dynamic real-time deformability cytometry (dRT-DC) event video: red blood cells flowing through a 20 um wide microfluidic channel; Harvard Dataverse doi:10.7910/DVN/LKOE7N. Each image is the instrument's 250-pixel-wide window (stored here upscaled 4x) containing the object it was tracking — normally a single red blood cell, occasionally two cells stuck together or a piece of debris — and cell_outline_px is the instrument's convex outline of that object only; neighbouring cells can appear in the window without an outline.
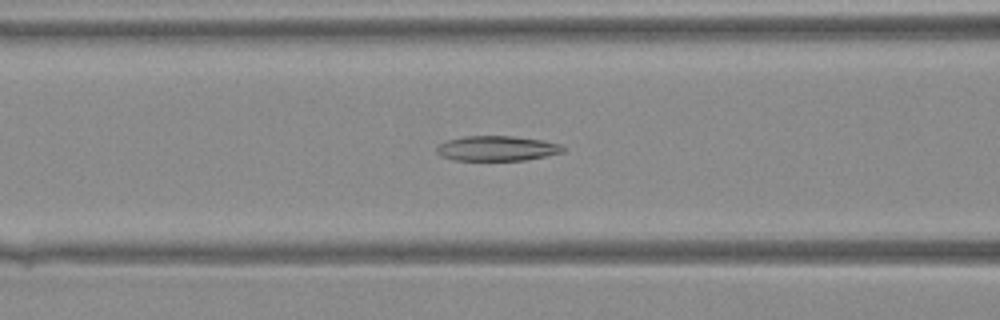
{"species": "Egyptian fruit bat (a non-hibernating species)", "species_latin": "Rousettus aegyptiacus", "temperature_condition": "warm", "stored_images_in_passage": 25, "camera_frame_rate_fps": 3000, "um_per_image_px": 0.085, "animal": {"sex": "female"}, "frame": {"image": 1, "passage_image": 5, "time_ms": 1.333, "image_size_px": [1000, 320], "cell_outline_px": [[564, 152], [524, 160], [452, 160], [440, 156], [436, 152], [436, 144], [448, 140], [464, 136], [512, 136], [540, 140], [560, 144], [564, 148]], "centroid_in_image_um": [42.17, 12.61], "position_along_channel_um": 124.4, "area_um2": 18.38}}
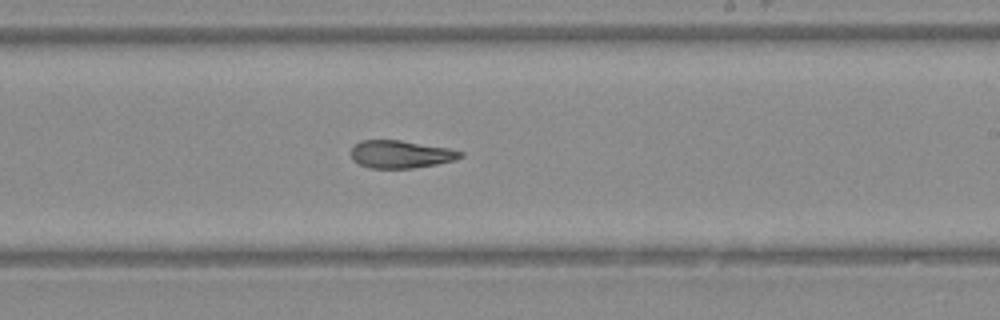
{"frame": {"image": 2, "passage_image": 13, "time_ms": 4.0, "image_size_px": [1000, 320], "cell_outline_px": [[464, 156], [456, 160], [436, 164], [412, 168], [368, 168], [352, 160], [352, 148], [360, 140], [400, 140], [448, 148], [464, 152]], "centroid_in_image_um": [34.08, 13.11], "position_along_channel_um": 254.9, "area_um2": 17.63}}
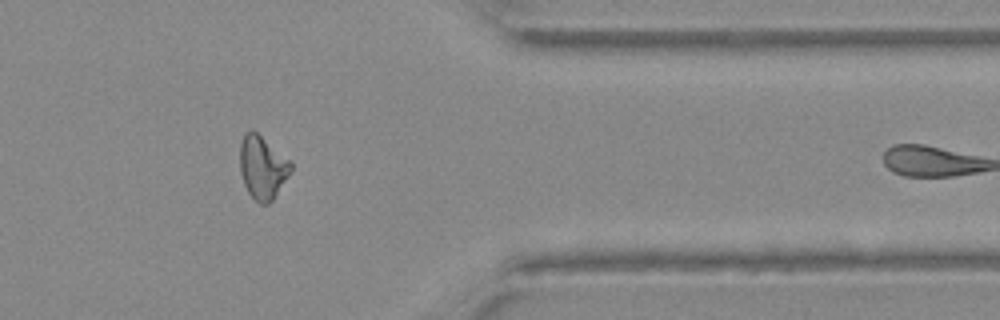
{"frame": {"image": 3, "passage_image": 22, "time_ms": 7.0, "image_size_px": [1000, 320], "cell_outline_px": [[292, 168], [288, 176], [272, 200], [268, 204], [260, 204], [248, 192], [244, 184], [240, 172], [240, 144], [244, 136], [248, 132], [256, 132], [288, 160], [292, 164]], "centroid_in_image_um": [22.29, 14.27], "position_along_channel_um": 389.1, "area_um2": 18.09}}